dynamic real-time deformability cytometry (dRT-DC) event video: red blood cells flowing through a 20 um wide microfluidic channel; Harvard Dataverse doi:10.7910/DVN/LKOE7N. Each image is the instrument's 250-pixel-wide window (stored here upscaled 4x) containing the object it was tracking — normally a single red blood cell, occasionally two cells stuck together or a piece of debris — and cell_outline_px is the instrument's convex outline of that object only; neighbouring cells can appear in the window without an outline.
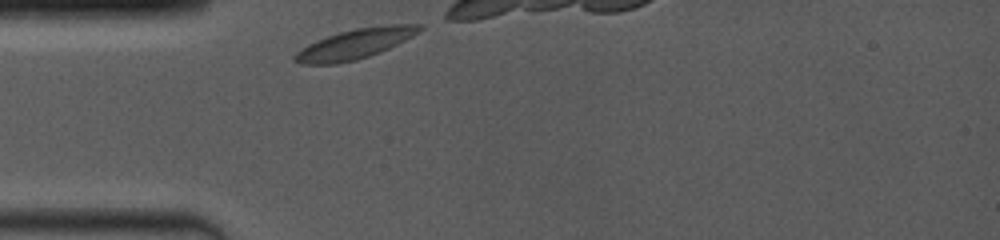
{"species": "common noctule bat (a hibernating species)", "species_latin": "Nyctalus noctula", "temperature_condition": "room temperature", "stored_images_in_passage": 7, "camera_frame_rate_fps": 4000, "um_per_image_px": 0.085, "animal": {"sex": "female", "body_mass_g": 19.0, "forearm_length_mm": 53.3}, "frame": {"image": 1, "passage_image": 1, "time_ms": 0.0, "image_size_px": [1000, 240], "cell_outline_px": [[424, 28], [412, 36], [380, 52], [356, 60], [336, 64], [300, 64], [292, 60], [292, 56], [300, 48], [316, 40], [340, 32], [356, 28], [388, 24], [424, 24]], "centroid_in_image_um": [30.14, 3.73], "position_along_channel_um": 54.9, "area_um2": 21.79}}